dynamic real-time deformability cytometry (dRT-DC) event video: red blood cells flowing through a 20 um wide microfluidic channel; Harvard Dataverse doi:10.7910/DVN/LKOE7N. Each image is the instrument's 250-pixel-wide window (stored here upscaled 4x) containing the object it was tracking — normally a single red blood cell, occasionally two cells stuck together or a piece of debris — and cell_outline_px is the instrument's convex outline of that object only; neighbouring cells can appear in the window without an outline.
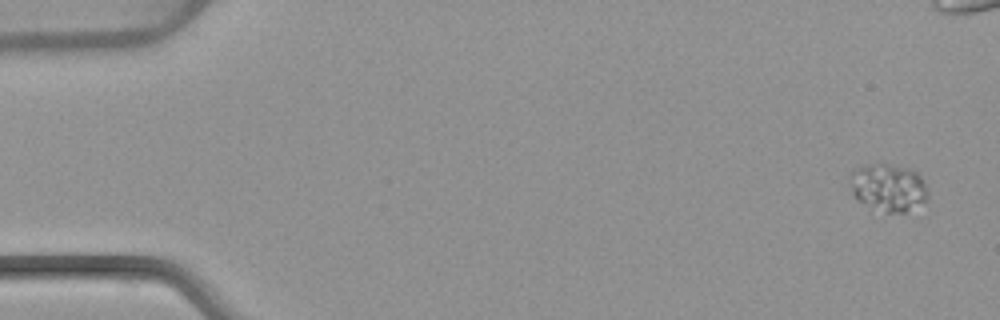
{"species": "common noctule bat (a hibernating species)", "species_latin": "Nyctalus noctula", "temperature_condition": "warm", "stored_images_in_passage": 11, "camera_frame_rate_fps": 3000, "um_per_image_px": 0.085, "animal": {"sex": "female", "body_mass_g": 22.7, "forearm_length_mm": 54.2}, "frame": {"image": 1, "passage_image": 1, "time_ms": 0.0, "image_size_px": [1000, 320], "cell_outline_px": [[928, 196], [924, 200], [904, 212], [884, 212], [856, 200], [848, 184], [848, 176], [856, 168], [864, 164], [888, 164], [908, 168], [916, 172], [920, 176], [924, 184]], "centroid_in_image_um": [75.42, 15.91], "position_along_channel_um": 9.6, "area_um2": 21.39}}
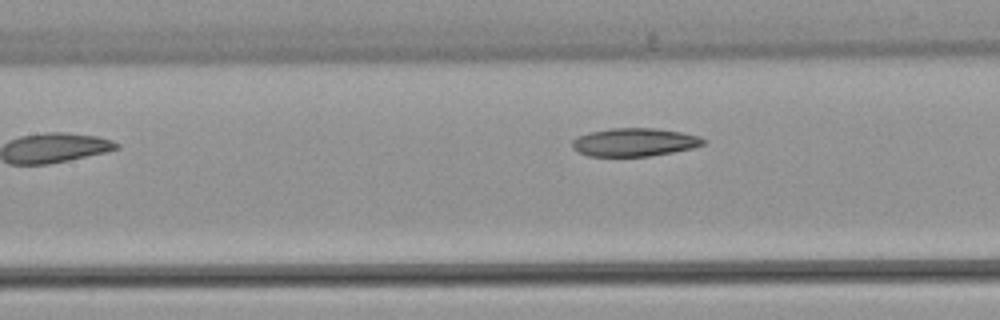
{"frame": {"image": 2, "passage_image": 10, "time_ms": 12.333, "image_size_px": [1000, 320], "cell_outline_px": [[708, 140], [704, 144], [692, 148], [672, 152], [648, 156], [588, 156], [572, 148], [572, 140], [576, 136], [588, 132], [612, 128], [656, 128], [680, 132], [700, 136]], "centroid_in_image_um": [53.92, 12.08], "position_along_channel_um": 153.5, "area_um2": 21.62}}